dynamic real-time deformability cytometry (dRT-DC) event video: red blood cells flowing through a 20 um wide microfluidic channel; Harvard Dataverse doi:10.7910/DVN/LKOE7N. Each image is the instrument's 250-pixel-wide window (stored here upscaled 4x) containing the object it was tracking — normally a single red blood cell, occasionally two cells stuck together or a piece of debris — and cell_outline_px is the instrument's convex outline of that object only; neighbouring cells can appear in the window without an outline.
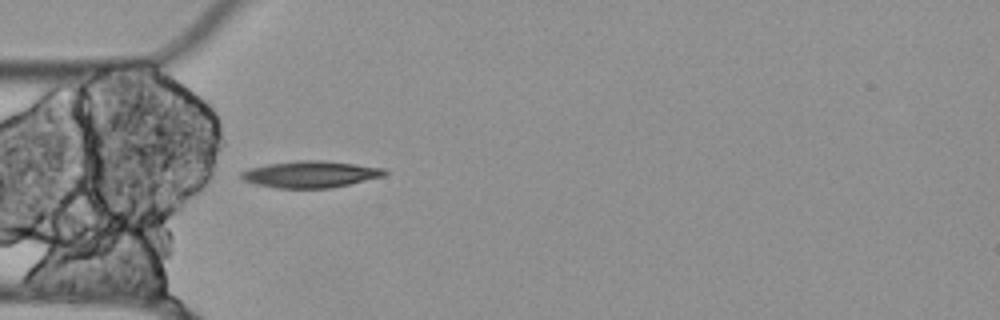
{"species": "Egyptian fruit bat (a non-hibernating species)", "species_latin": "Rousettus aegyptiacus", "temperature_condition": "cold", "stored_images_in_passage": 4, "segment_of_instrument_passage": [1, 2], "camera_frame_rate_fps": 3000, "um_per_image_px": 0.085, "animal": {"sex": "female"}, "frame": {"image": 1, "passage_image": 1, "time_ms": 0.0, "image_size_px": [1000, 320], "cell_outline_px": [[388, 172], [384, 176], [332, 188], [276, 188], [256, 184], [244, 180], [240, 176], [240, 172], [248, 168], [268, 164], [296, 160], [324, 160], [356, 164], [384, 168]], "centroid_in_image_um": [26.39, 14.81], "position_along_channel_um": 58.6, "area_um2": 22.37}}